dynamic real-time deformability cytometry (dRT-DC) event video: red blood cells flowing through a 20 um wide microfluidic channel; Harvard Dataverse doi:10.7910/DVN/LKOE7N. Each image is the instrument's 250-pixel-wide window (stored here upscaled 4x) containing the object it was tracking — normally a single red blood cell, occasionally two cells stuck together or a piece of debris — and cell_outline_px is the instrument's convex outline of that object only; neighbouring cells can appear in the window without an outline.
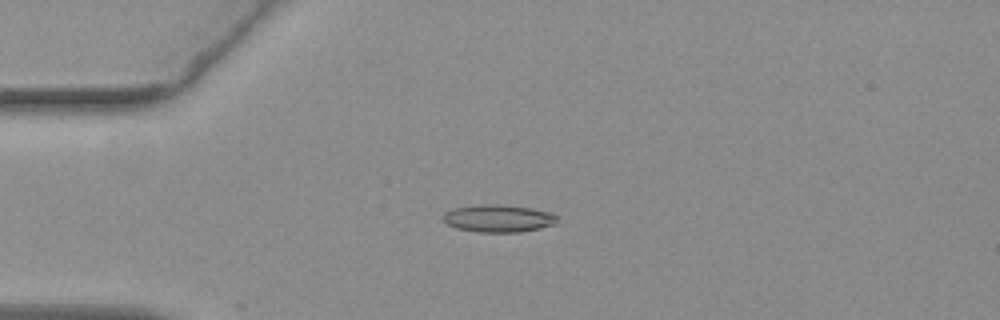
{"species": "common noctule bat (a hibernating species)", "species_latin": "Nyctalus noctula", "temperature_condition": "warm", "stored_images_in_passage": 44, "camera_frame_rate_fps": 3000, "um_per_image_px": 0.085, "animal": {"sex": "female", "body_mass_g": 19.3, "forearm_length_mm": 54.1}, "frame": {"image": 1, "passage_image": 3, "time_ms": 0.667, "image_size_px": [1000, 320], "cell_outline_px": [[556, 220], [552, 224], [540, 228], [520, 232], [476, 232], [456, 228], [448, 224], [440, 216], [444, 212], [452, 208], [480, 204], [500, 204], [532, 208], [552, 212], [556, 216]], "centroid_in_image_um": [42.31, 18.55], "position_along_channel_um": 42.7, "area_um2": 18.38}}
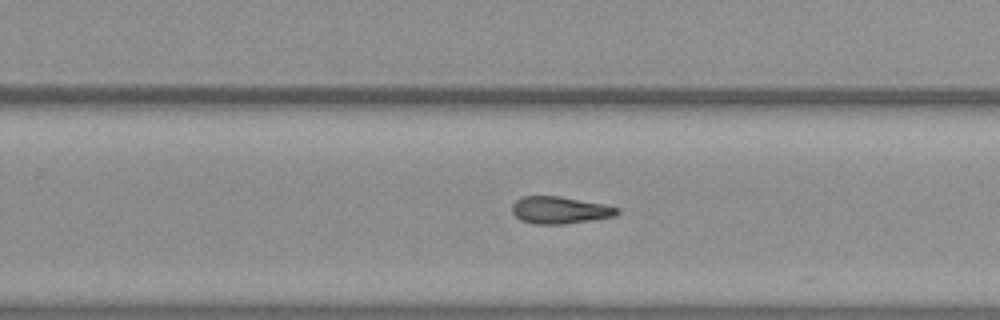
{"frame": {"image": 2, "passage_image": 24, "time_ms": 7.667, "image_size_px": [1000, 320], "cell_outline_px": [[620, 212], [616, 216], [592, 220], [564, 224], [532, 224], [520, 220], [512, 212], [512, 204], [520, 196], [560, 196], [604, 204], [620, 208]], "centroid_in_image_um": [47.59, 17.86], "position_along_channel_um": 282.2, "area_um2": 16.82}}
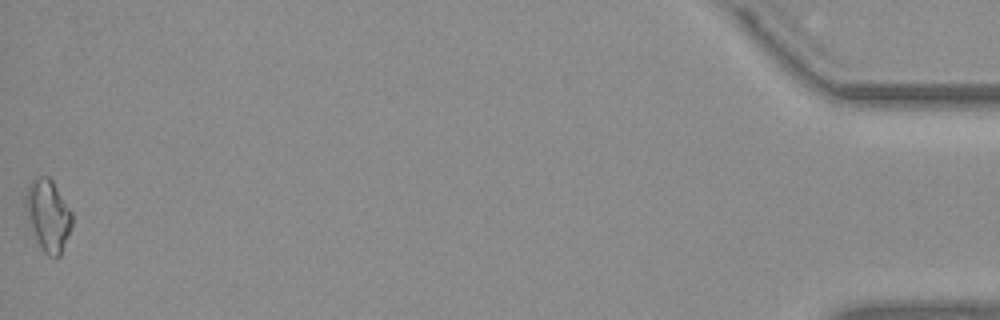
{"frame": {"image": 3, "passage_image": 44, "time_ms": 14.333, "image_size_px": [1000, 320], "cell_outline_px": [[72, 224], [60, 256], [48, 256], [44, 252], [28, 220], [24, 204], [24, 196], [32, 180], [36, 176], [48, 176], [52, 180], [72, 212]], "centroid_in_image_um": [4.08, 18.26], "position_along_channel_um": 431.1, "area_um2": 19.02}}